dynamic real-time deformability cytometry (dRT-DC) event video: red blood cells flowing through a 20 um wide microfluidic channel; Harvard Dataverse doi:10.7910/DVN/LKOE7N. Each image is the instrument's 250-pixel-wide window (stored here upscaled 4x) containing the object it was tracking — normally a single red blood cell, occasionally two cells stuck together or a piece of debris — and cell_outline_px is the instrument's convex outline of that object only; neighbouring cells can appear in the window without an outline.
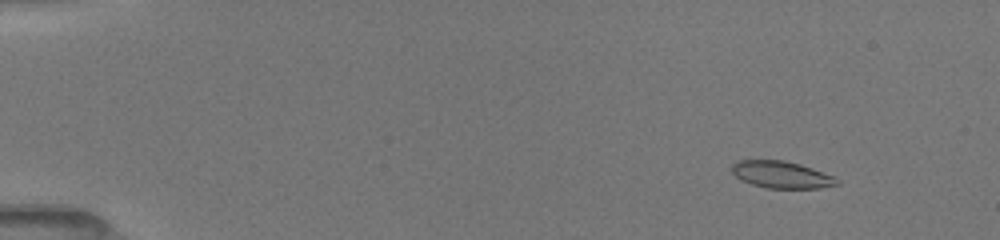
{"species": "common noctule bat (a hibernating species)", "species_latin": "Nyctalus noctula", "temperature_condition": "room temperature", "stored_images_in_passage": 9, "camera_frame_rate_fps": 3000, "um_per_image_px": 0.085, "animal": {"sex": "female", "body_mass_g": 19.5, "forearm_length_mm": 54.1}, "frame": {"image": 1, "passage_image": 3, "time_ms": 1.667, "image_size_px": [1000, 240], "cell_outline_px": [[840, 184], [820, 188], [768, 188], [752, 184], [740, 180], [732, 172], [732, 164], [740, 160], [784, 160], [800, 164], [836, 176], [840, 180]], "centroid_in_image_um": [66.47, 14.85], "position_along_channel_um": 18.5, "area_um2": 16.65}}
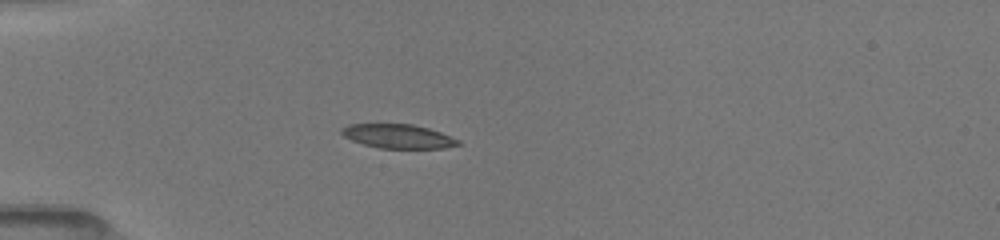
{"frame": {"image": 2, "passage_image": 7, "time_ms": 5.0, "image_size_px": [1000, 240], "cell_outline_px": [[460, 144], [444, 148], [380, 148], [364, 144], [352, 140], [344, 136], [340, 132], [340, 128], [348, 124], [412, 124], [428, 128], [440, 132], [460, 140]], "centroid_in_image_um": [33.82, 11.57], "position_along_channel_um": 51.2, "area_um2": 16.24}}
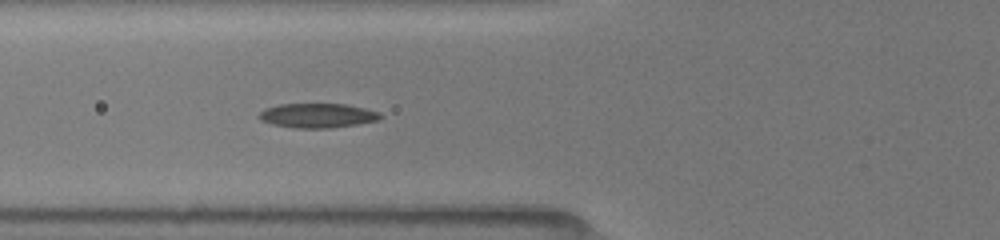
{"frame": {"image": 3, "passage_image": 9, "time_ms": 6.667, "image_size_px": [1000, 240], "cell_outline_px": [[384, 116], [380, 120], [356, 124], [328, 128], [296, 128], [272, 124], [260, 120], [256, 116], [264, 108], [280, 104], [344, 104], [364, 108], [380, 112]], "centroid_in_image_um": [26.98, 9.82], "position_along_channel_um": 98.8, "area_um2": 17.34}}